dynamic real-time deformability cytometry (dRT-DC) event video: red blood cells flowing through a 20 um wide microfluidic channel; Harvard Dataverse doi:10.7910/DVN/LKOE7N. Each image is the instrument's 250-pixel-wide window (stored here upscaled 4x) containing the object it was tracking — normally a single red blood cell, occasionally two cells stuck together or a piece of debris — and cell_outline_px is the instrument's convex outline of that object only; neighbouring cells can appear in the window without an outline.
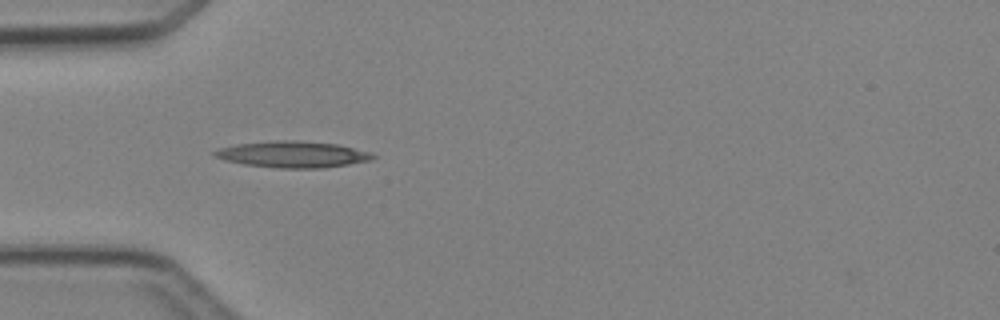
{"species": "Egyptian fruit bat (a non-hibernating species)", "species_latin": "Rousettus aegyptiacus", "temperature_condition": "cold", "stored_images_in_passage": 7, "camera_frame_rate_fps": 3000, "um_per_image_px": 0.085, "animal": {"sex": "female"}, "frame": {"image": 1, "passage_image": 5, "time_ms": 4.667, "image_size_px": [1000, 320], "cell_outline_px": [[376, 156], [372, 160], [324, 168], [280, 168], [244, 164], [224, 160], [212, 156], [212, 152], [220, 148], [236, 144], [276, 140], [296, 140], [336, 144], [372, 152]], "centroid_in_image_um": [24.88, 13.12], "position_along_channel_um": 60.1, "area_um2": 24.33}}
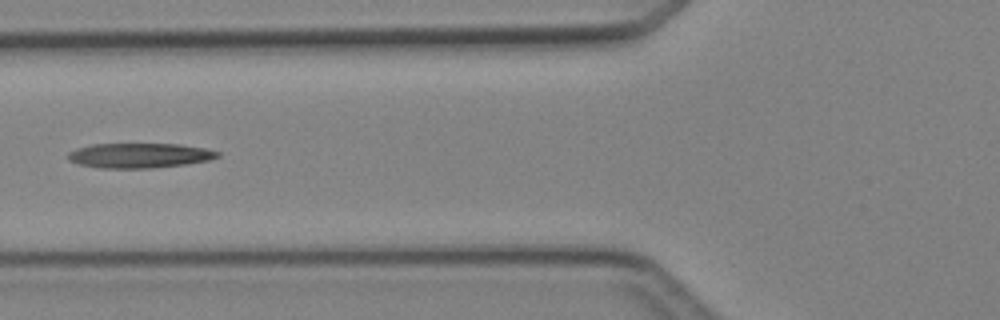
{"frame": {"image": 2, "passage_image": 6, "time_ms": 6.0, "image_size_px": [1000, 320], "cell_outline_px": [[220, 156], [208, 160], [184, 164], [148, 168], [100, 168], [80, 164], [68, 160], [68, 152], [76, 148], [92, 144], [180, 144], [204, 148], [220, 152]], "centroid_in_image_um": [11.83, 13.21], "position_along_channel_um": 114.0, "area_um2": 21.5}}
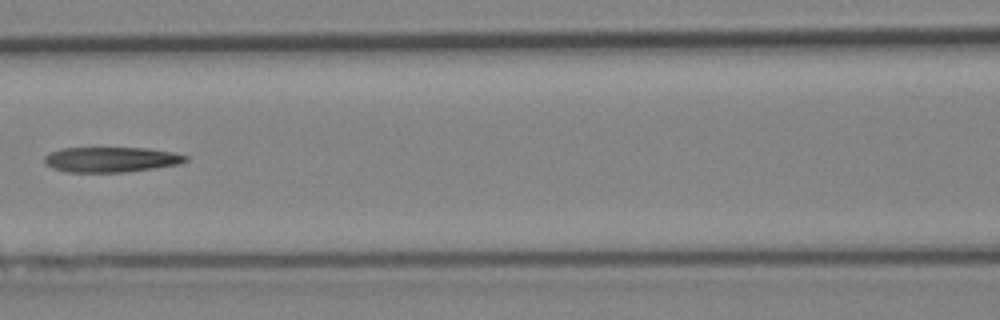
{"frame": {"image": 3, "passage_image": 7, "time_ms": 7.0, "image_size_px": [1000, 320], "cell_outline_px": [[188, 160], [180, 164], [124, 172], [68, 172], [52, 168], [44, 164], [44, 156], [48, 152], [60, 148], [148, 148], [172, 152], [188, 156]], "centroid_in_image_um": [9.39, 13.55], "position_along_channel_um": 157.2, "area_um2": 20.81}}